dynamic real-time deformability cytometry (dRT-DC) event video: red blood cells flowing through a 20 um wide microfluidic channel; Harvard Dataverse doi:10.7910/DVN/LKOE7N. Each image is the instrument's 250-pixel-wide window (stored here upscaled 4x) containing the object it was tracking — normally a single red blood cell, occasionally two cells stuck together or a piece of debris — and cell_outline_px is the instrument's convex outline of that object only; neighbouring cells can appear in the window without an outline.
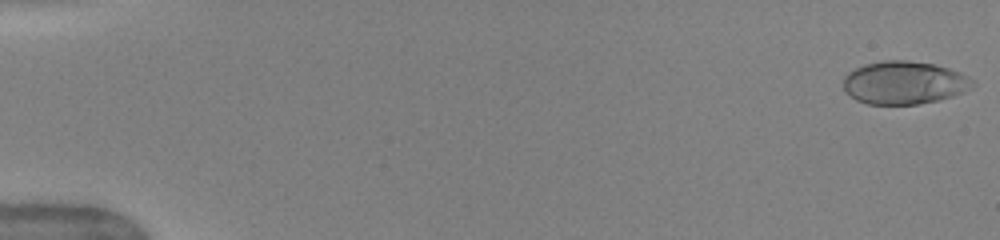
{"species": "human", "species_latin": "Homo sapiens", "temperature_condition": "warm", "stored_images_in_passage": 47, "camera_frame_rate_fps": 3000, "um_per_image_px": 0.085, "donor": {"sex": "female"}, "frame": {"image": 1, "passage_image": 1, "time_ms": 0.0, "image_size_px": [1000, 240], "cell_outline_px": [[976, 84], [952, 96], [936, 100], [916, 104], [868, 104], [856, 100], [844, 88], [844, 76], [848, 72], [864, 64], [884, 60], [908, 60], [936, 64], [960, 72], [968, 76]], "centroid_in_image_um": [76.84, 7.01], "position_along_channel_um": 8.2, "area_um2": 32.14}}
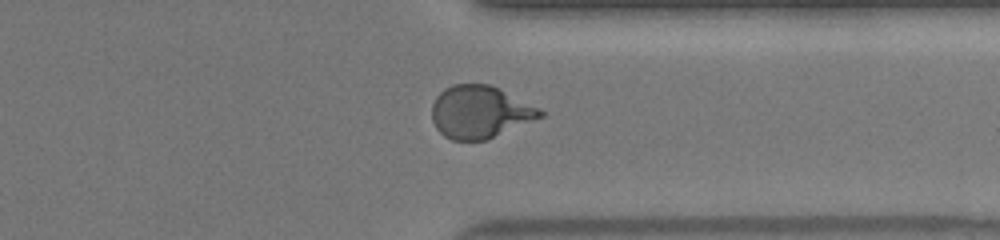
{"frame": {"image": 2, "passage_image": 40, "time_ms": 13.0, "image_size_px": [1000, 240], "cell_outline_px": [[544, 116], [488, 140], [452, 140], [444, 136], [436, 128], [432, 120], [432, 104], [436, 96], [444, 88], [452, 84], [488, 84], [500, 88], [540, 108], [544, 112]], "centroid_in_image_um": [40.8, 9.52], "position_along_channel_um": 370.6, "area_um2": 33.41}}